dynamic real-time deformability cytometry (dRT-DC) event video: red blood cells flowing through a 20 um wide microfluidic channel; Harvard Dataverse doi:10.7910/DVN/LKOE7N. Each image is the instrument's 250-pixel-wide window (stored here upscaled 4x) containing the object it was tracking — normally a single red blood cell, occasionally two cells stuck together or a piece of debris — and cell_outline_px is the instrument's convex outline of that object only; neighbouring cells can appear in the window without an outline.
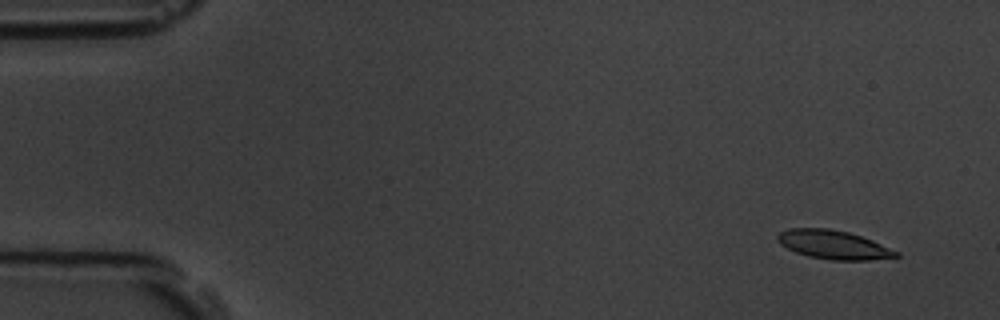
{"species": "common noctule bat (a hibernating species)", "species_latin": "Nyctalus noctula", "temperature_condition": "room temperature", "stored_images_in_passage": 8, "camera_frame_rate_fps": 3000, "um_per_image_px": 0.085, "animal": {"sex": "male", "body_mass_g": 19.5, "forearm_length_mm": 54.6}, "frame": {"image": 1, "passage_image": 1, "time_ms": 0.0, "image_size_px": [1000, 320], "cell_outline_px": [[900, 256], [896, 260], [832, 260], [808, 256], [796, 252], [780, 244], [776, 240], [776, 236], [780, 232], [788, 228], [828, 228], [848, 232], [872, 240], [900, 252]], "centroid_in_image_um": [70.92, 20.82], "position_along_channel_um": 14.1, "area_um2": 20.23}}
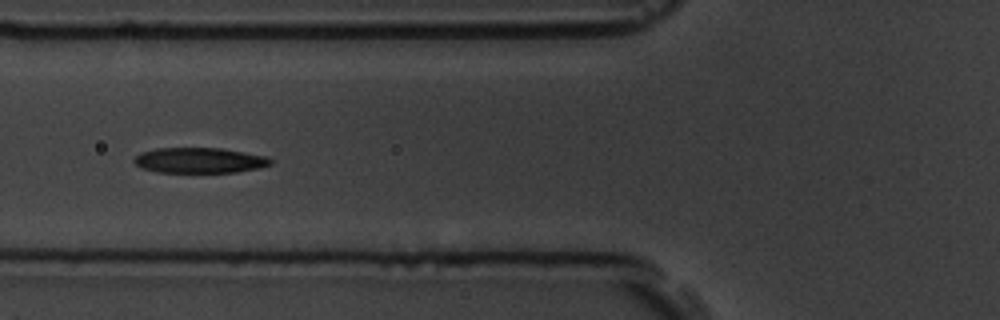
{"frame": {"image": 2, "passage_image": 5, "time_ms": 5.667, "image_size_px": [1000, 320], "cell_outline_px": [[272, 164], [260, 168], [236, 172], [156, 172], [140, 168], [132, 160], [140, 152], [156, 148], [220, 148], [268, 156], [272, 160]], "centroid_in_image_um": [16.95, 13.63], "position_along_channel_um": 108.8, "area_um2": 20.35}}
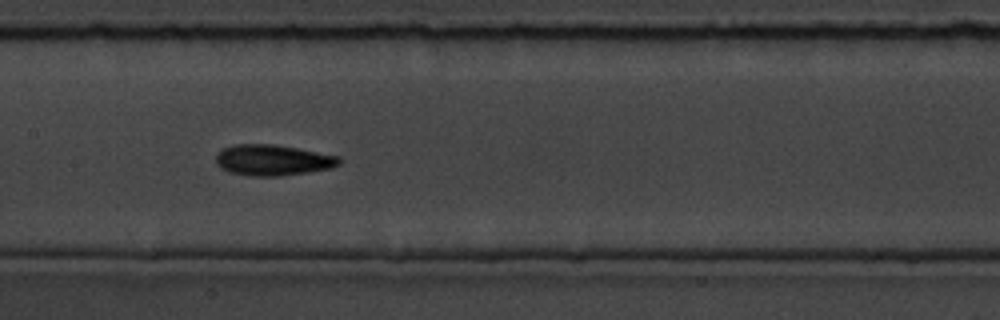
{"frame": {"image": 3, "passage_image": 7, "time_ms": 7.667, "image_size_px": [1000, 320], "cell_outline_px": [[344, 160], [340, 164], [332, 168], [308, 172], [280, 176], [252, 176], [228, 172], [220, 168], [216, 164], [216, 152], [224, 148], [236, 144], [272, 144], [296, 148], [340, 156]], "centroid_in_image_um": [23.19, 13.61], "position_along_channel_um": 184.2, "area_um2": 22.37}}